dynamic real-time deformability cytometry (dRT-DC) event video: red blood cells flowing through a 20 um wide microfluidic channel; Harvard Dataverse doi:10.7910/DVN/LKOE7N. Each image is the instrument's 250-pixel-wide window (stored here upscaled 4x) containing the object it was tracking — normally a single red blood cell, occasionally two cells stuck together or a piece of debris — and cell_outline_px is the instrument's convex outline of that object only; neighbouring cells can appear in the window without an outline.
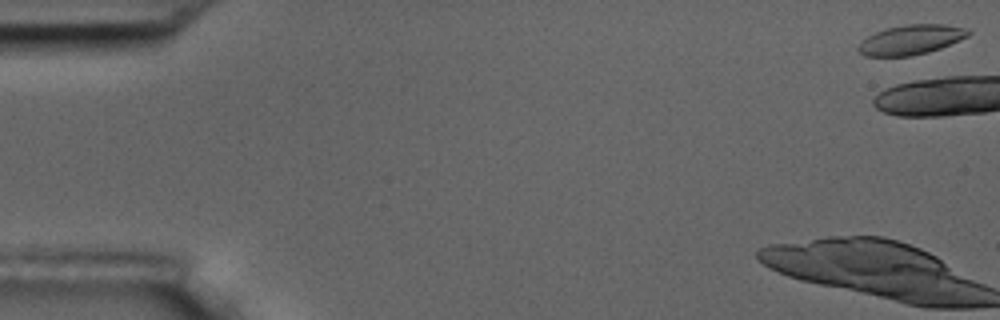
{"species": "common noctule bat (a hibernating species)", "species_latin": "Nyctalus noctula", "temperature_condition": "room temperature", "stored_images_in_passage": 4, "camera_frame_rate_fps": 3000, "um_per_image_px": 0.085, "animal": {"sex": "male", "body_mass_g": 17.5, "forearm_length_mm": 52.3}, "frame": {"image": 1, "passage_image": 1, "time_ms": 0.0, "image_size_px": [1000, 320], "cell_outline_px": [[972, 32], [968, 36], [940, 48], [928, 52], [912, 56], [864, 56], [856, 48], [868, 36], [876, 32], [888, 28], [904, 24], [944, 24], [964, 28]], "centroid_in_image_um": [77.43, 3.38], "position_along_channel_um": 7.6, "area_um2": 18.84}}